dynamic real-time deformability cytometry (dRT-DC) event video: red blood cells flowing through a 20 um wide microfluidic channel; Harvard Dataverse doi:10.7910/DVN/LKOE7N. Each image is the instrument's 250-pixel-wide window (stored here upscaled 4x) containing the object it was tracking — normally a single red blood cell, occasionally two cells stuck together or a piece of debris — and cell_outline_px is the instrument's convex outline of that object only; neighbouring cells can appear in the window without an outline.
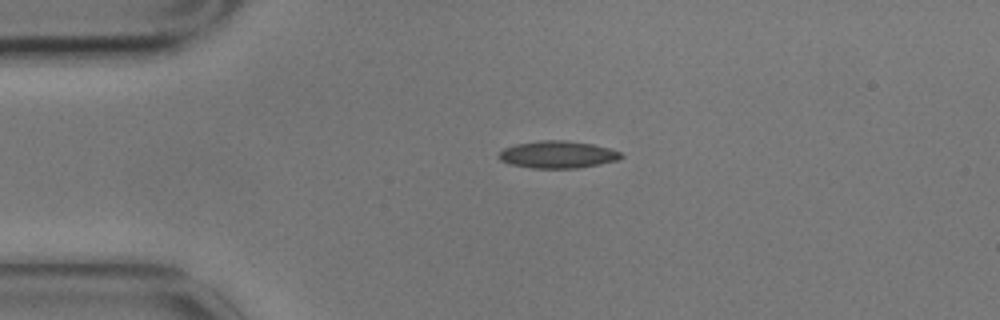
{"species": "common noctule bat (a hibernating species)", "species_latin": "Nyctalus noctula", "temperature_condition": "cold", "stored_images_in_passage": 1, "camera_frame_rate_fps": 3000, "um_per_image_px": 0.085, "animal": {"sex": "male", "body_mass_g": 17.9}, "frame": {"image": 1, "passage_image": 1, "time_ms": 0.0, "image_size_px": [1000, 320], "cell_outline_px": [[624, 156], [620, 160], [600, 164], [576, 168], [532, 168], [512, 164], [500, 160], [496, 156], [504, 148], [516, 144], [540, 140], [564, 140], [592, 144], [608, 148], [620, 152]], "centroid_in_image_um": [47.41, 13.14], "position_along_channel_um": 37.6, "area_um2": 19.36}}